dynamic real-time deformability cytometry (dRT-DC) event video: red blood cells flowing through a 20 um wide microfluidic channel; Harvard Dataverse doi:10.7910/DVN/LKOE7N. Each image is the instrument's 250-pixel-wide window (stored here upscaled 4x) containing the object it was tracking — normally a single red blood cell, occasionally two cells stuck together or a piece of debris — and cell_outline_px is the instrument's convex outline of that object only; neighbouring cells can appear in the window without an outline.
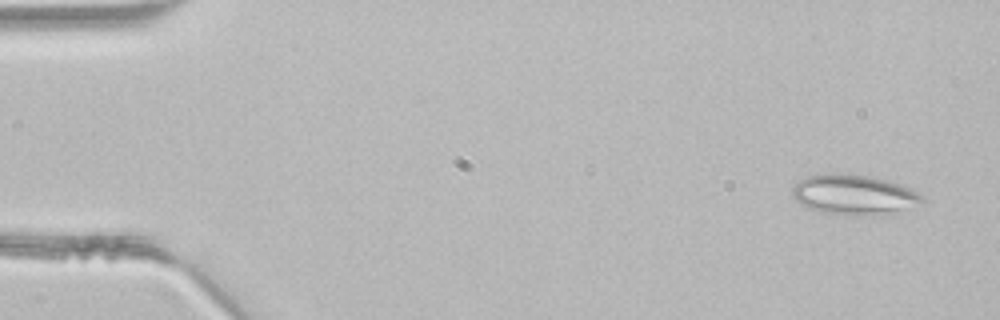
{"species": "common noctule bat (a hibernating species)", "species_latin": "Nyctalus noctula", "temperature_condition": "room temperature", "stored_images_in_passage": 44, "camera_frame_rate_fps": 3000, "um_per_image_px": 0.085, "animal": {"sex": "male", "body_mass_g": 21.5, "forearm_length_mm": 52.0}, "frame": {"image": 1, "passage_image": 1, "time_ms": 0.0, "image_size_px": [1000, 320], "cell_outline_px": [[928, 200], [880, 216], [820, 212], [808, 208], [796, 200], [792, 196], [792, 188], [800, 180], [808, 176], [828, 172], [868, 176], [884, 180], [908, 188], [924, 196]], "centroid_in_image_um": [72.54, 16.54], "position_along_channel_um": 12.5, "area_um2": 29.77}}
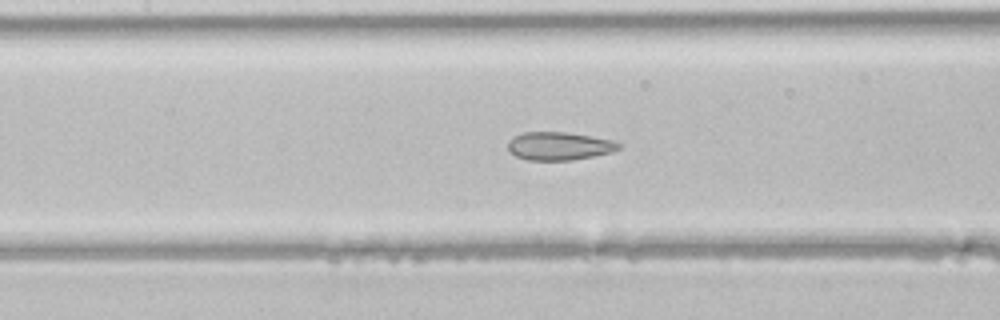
{"frame": {"image": 2, "passage_image": 19, "time_ms": 6.0, "image_size_px": [1000, 320], "cell_outline_px": [[624, 144], [620, 148], [612, 152], [572, 160], [528, 160], [516, 156], [508, 148], [508, 140], [512, 136], [524, 132], [564, 132], [592, 136], [612, 140]], "centroid_in_image_um": [47.54, 12.4], "position_along_channel_um": 159.9, "area_um2": 18.21}}
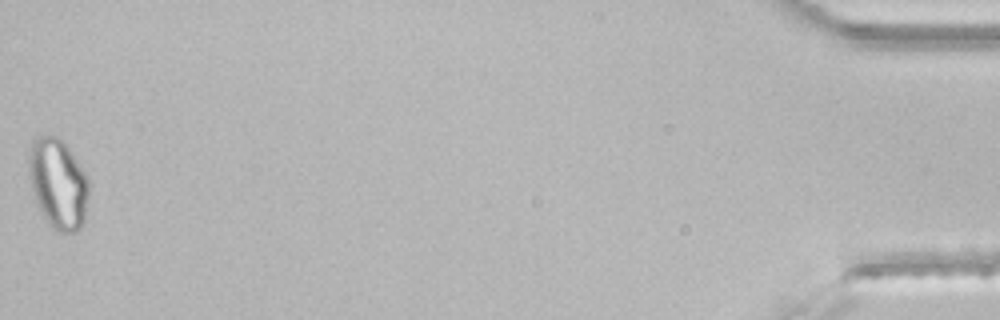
{"frame": {"image": 3, "passage_image": 44, "time_ms": 14.333, "image_size_px": [1000, 320], "cell_outline_px": [[88, 196], [84, 224], [76, 232], [60, 232], [52, 228], [48, 224], [36, 200], [32, 188], [28, 160], [32, 140], [40, 136], [56, 136], [68, 148], [84, 172], [88, 180]], "centroid_in_image_um": [4.95, 15.64], "position_along_channel_um": 430.3, "area_um2": 30.98}}